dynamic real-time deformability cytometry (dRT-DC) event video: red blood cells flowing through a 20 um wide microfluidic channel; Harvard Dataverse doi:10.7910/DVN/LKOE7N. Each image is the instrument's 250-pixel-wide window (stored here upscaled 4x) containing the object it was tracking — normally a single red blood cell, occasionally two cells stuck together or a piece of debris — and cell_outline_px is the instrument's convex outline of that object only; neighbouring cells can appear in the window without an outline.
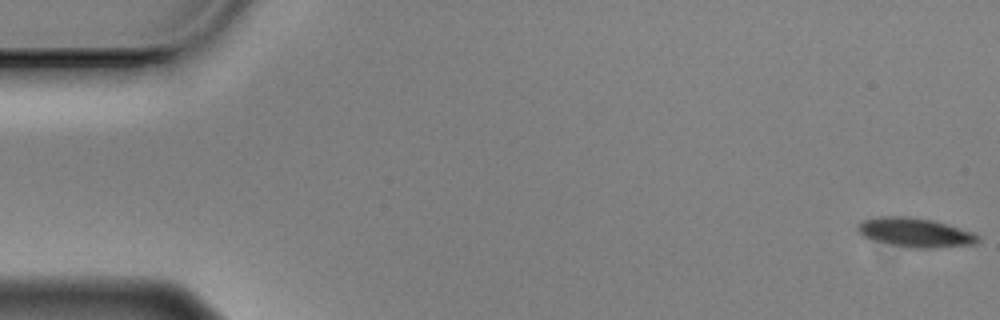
{"species": "Egyptian fruit bat (a non-hibernating species)", "species_latin": "Rousettus aegyptiacus", "temperature_condition": "cold", "stored_images_in_passage": 58, "camera_frame_rate_fps": 3000, "um_per_image_px": 0.085, "animal": {"sex": "male"}, "frame": {"image": 1, "passage_image": 1, "time_ms": 0.0, "image_size_px": [1000, 320], "cell_outline_px": [[980, 240], [976, 244], [932, 248], [908, 248], [872, 240], [864, 236], [856, 228], [864, 220], [880, 216], [908, 216], [932, 220], [972, 232], [980, 236]], "centroid_in_image_um": [77.81, 19.77], "position_along_channel_um": 7.2, "area_um2": 20.35}}
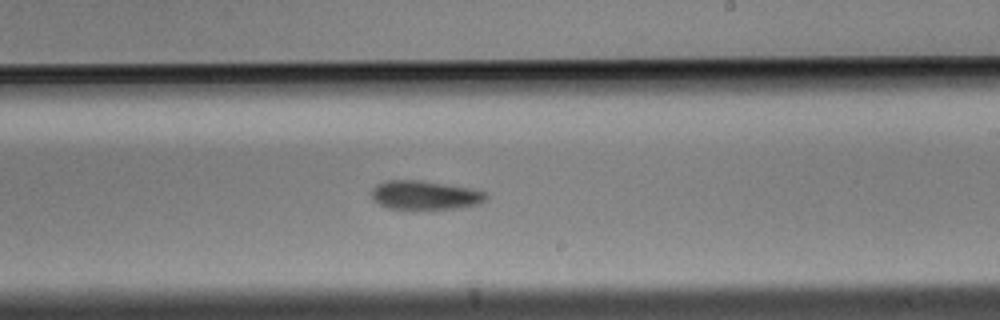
{"frame": {"image": 2, "passage_image": 34, "time_ms": 11.0, "image_size_px": [1000, 320], "cell_outline_px": [[488, 196], [480, 204], [460, 208], [388, 208], [372, 200], [372, 188], [376, 184], [388, 180], [420, 180], [472, 188], [488, 192]], "centroid_in_image_um": [36.15, 16.57], "position_along_channel_um": 252.8, "area_um2": 19.25}}
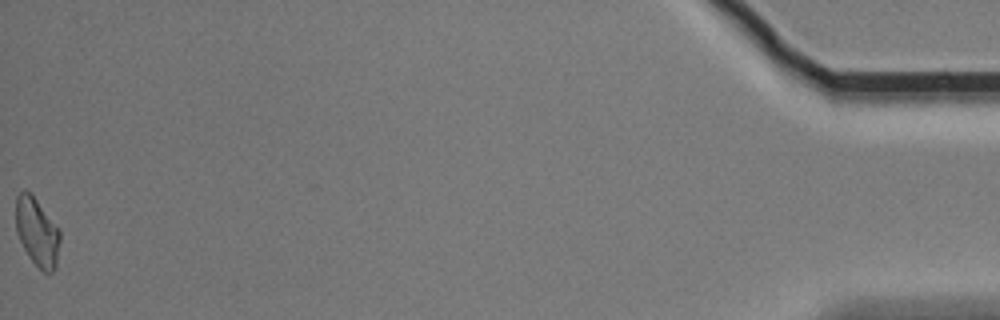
{"frame": {"image": 3, "passage_image": 58, "time_ms": 19.0, "image_size_px": [1000, 320], "cell_outline_px": [[60, 240], [56, 268], [52, 272], [44, 272], [28, 256], [16, 232], [16, 196], [24, 188], [36, 200], [60, 228]], "centroid_in_image_um": [3.16, 19.72], "position_along_channel_um": 432.0, "area_um2": 17.51}, "authors_computed_cell_mechanics": {"area_um2": 19.5075, "velocity_mm_per_s": 3.4809, "shape_relaxation_time_tau1_ms": 3.8774, "shape_relaxation_time_tau2_ms": null, "deformation_change_tau1": 0.0895, "deformation_change_tau2": null}}